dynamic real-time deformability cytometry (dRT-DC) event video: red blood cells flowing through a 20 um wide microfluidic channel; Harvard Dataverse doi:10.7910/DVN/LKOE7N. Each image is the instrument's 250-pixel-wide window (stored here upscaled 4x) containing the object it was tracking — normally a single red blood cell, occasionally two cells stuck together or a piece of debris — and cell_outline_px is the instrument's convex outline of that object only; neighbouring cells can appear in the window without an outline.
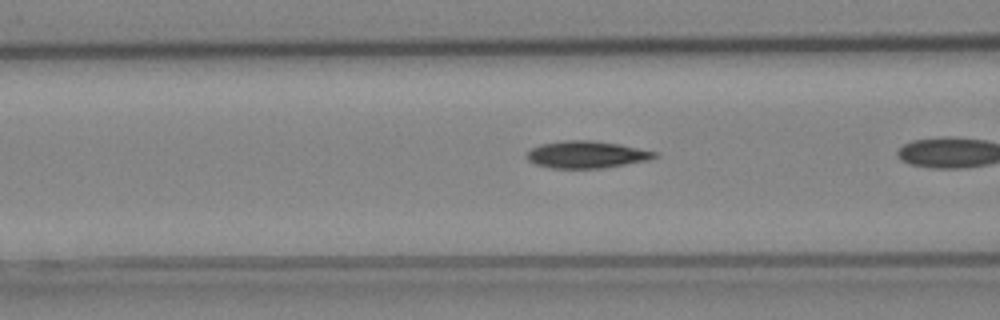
{"species": "Egyptian fruit bat (a non-hibernating species)", "species_latin": "Rousettus aegyptiacus", "temperature_condition": "cold", "stored_images_in_passage": 10, "camera_frame_rate_fps": 3000, "um_per_image_px": 0.085, "animal": {"sex": "female"}, "frame": {"image": 1, "passage_image": 6, "time_ms": 1.667, "image_size_px": [1000, 320], "cell_outline_px": [[660, 156], [648, 160], [600, 168], [552, 168], [536, 164], [528, 160], [524, 156], [532, 148], [540, 144], [564, 140], [592, 140], [620, 144], [656, 152]], "centroid_in_image_um": [49.84, 13.13], "position_along_channel_um": 116.8, "area_um2": 20.11}}